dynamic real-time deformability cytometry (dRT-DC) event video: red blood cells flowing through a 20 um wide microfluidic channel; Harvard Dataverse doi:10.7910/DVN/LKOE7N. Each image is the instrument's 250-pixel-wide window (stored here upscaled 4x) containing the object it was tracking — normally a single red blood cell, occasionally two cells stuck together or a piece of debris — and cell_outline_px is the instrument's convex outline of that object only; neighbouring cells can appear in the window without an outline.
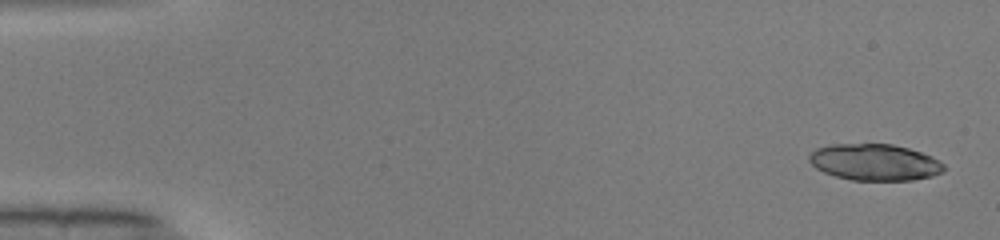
{"species": "common noctule bat (a hibernating species)", "species_latin": "Nyctalus noctula", "temperature_condition": "warm", "stored_images_in_passage": 38, "camera_frame_rate_fps": 3000, "um_per_image_px": 0.085, "animal": {"sex": "male", "body_mass_g": 19.0, "forearm_length_mm": 50.8}, "frame": {"image": 1, "passage_image": 2, "time_ms": 0.333, "image_size_px": [1000, 240], "cell_outline_px": [[944, 172], [932, 176], [912, 180], [852, 180], [836, 176], [824, 172], [816, 168], [808, 160], [808, 156], [816, 148], [832, 144], [892, 144], [908, 148], [932, 156], [944, 164]], "centroid_in_image_um": [74.35, 13.79], "position_along_channel_um": 10.6, "area_um2": 28.61}}
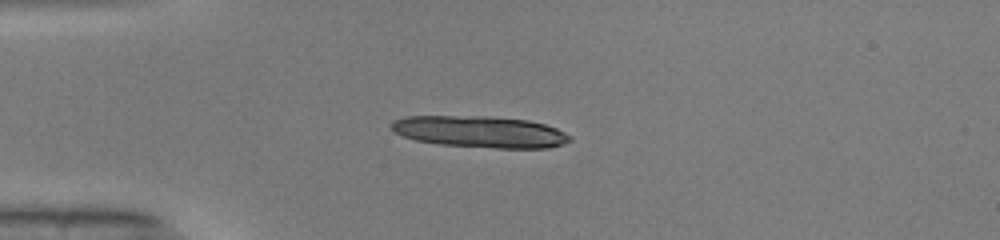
{"frame": {"image": 2, "passage_image": 13, "time_ms": 4.0, "image_size_px": [1000, 240], "cell_outline_px": [[572, 140], [564, 144], [548, 148], [496, 148], [440, 144], [416, 140], [404, 136], [396, 132], [388, 124], [392, 120], [408, 116], [484, 116], [528, 120], [544, 124], [556, 128], [564, 132]], "centroid_in_image_um": [40.79, 11.2], "position_along_channel_um": 44.2, "area_um2": 32.71}}
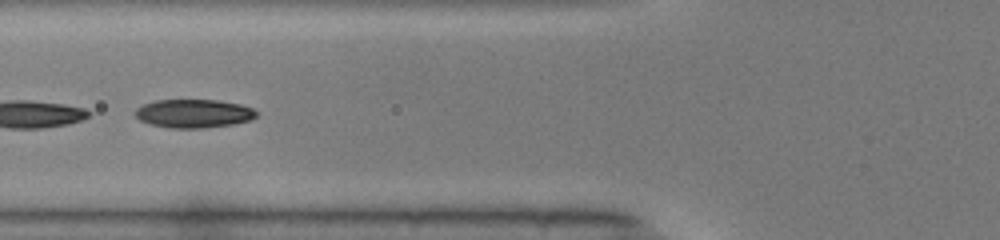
{"frame": {"image": 3, "passage_image": 20, "time_ms": 6.333, "image_size_px": [1000, 240], "cell_outline_px": [[256, 116], [248, 120], [232, 124], [204, 128], [172, 128], [152, 124], [140, 120], [136, 116], [136, 108], [144, 104], [156, 100], [216, 100], [240, 104], [252, 108], [256, 112]], "centroid_in_image_um": [16.45, 9.64], "position_along_channel_um": 109.3, "area_um2": 19.83}}